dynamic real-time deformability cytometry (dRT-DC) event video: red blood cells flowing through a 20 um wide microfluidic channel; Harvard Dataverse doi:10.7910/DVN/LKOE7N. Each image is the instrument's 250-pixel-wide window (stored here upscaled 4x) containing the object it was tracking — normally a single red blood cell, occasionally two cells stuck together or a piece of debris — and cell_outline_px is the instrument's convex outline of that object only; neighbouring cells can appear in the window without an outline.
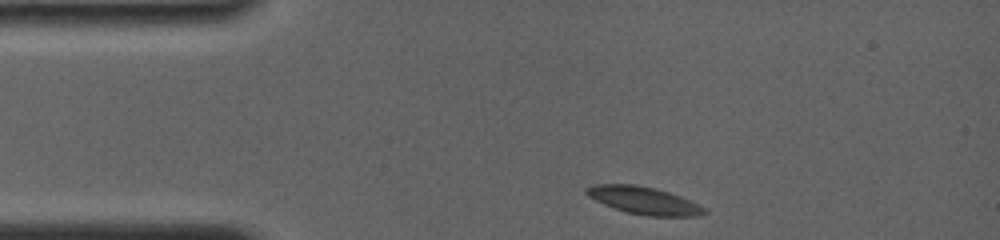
{"species": "common noctule bat (a hibernating species)", "species_latin": "Nyctalus noctula", "temperature_condition": "room temperature", "stored_images_in_passage": 49, "camera_frame_rate_fps": 4000, "um_per_image_px": 0.085, "animal": {"sex": "female", "body_mass_g": 19.0, "forearm_length_mm": 56.7}, "frame": {"image": 1, "passage_image": 1, "time_ms": 0.0, "image_size_px": [1000, 240], "cell_outline_px": [[708, 212], [700, 216], [648, 216], [628, 212], [604, 204], [588, 196], [584, 192], [584, 188], [592, 184], [636, 184], [656, 188], [680, 196], [700, 204]], "centroid_in_image_um": [54.73, 17.03], "position_along_channel_um": 30.3, "area_um2": 18.9}}
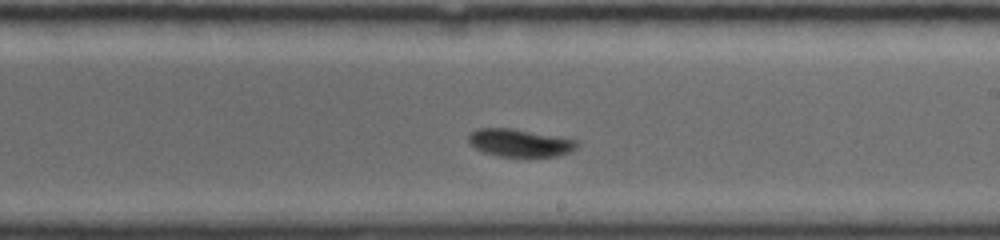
{"frame": {"image": 2, "passage_image": 28, "time_ms": 6.75, "image_size_px": [1000, 240], "cell_outline_px": [[580, 144], [576, 148], [568, 152], [556, 156], [500, 156], [484, 152], [476, 148], [468, 140], [468, 136], [476, 128], [512, 128], [576, 140]], "centroid_in_image_um": [44.17, 12.13], "position_along_channel_um": 244.8, "area_um2": 17.17}}
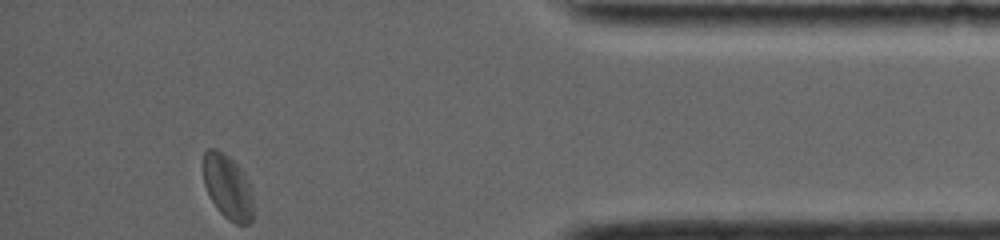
{"frame": {"image": 3, "passage_image": 49, "time_ms": 12.0, "image_size_px": [1000, 240], "cell_outline_px": [[252, 220], [248, 224], [236, 224], [228, 220], [216, 208], [204, 184], [204, 152], [208, 148], [216, 148], [228, 156], [244, 172], [252, 188]], "centroid_in_image_um": [19.37, 15.89], "position_along_channel_um": 415.8, "area_um2": 18.79}, "authors_computed_cell_mechanics": {"area_um2": 18.0336, "velocity_mm_per_s": 3.7925, "shape_relaxation_time_tau1_ms": 2.449, "shape_relaxation_time_tau2_ms": 1.8535, "deformation_change_tau1": 0.0775, "deformation_change_tau2": 0.0359}}